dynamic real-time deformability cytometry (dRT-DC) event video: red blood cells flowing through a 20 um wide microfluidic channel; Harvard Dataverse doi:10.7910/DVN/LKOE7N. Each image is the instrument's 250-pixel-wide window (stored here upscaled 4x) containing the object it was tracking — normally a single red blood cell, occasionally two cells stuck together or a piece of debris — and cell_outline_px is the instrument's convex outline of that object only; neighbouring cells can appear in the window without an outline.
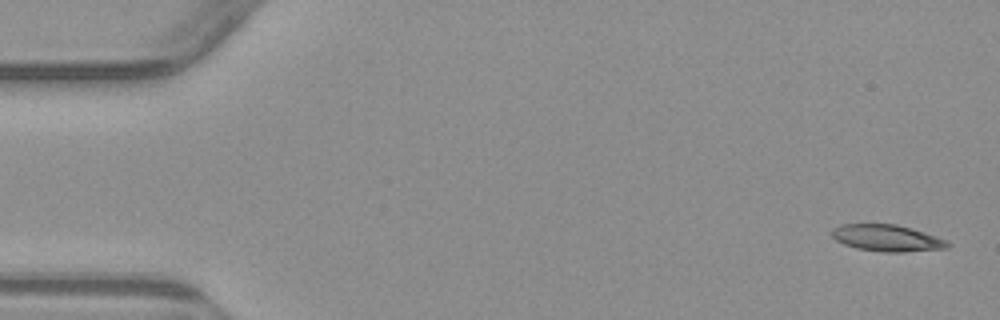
{"species": "common noctule bat (a hibernating species)", "species_latin": "Nyctalus noctula", "temperature_condition": "warm", "stored_images_in_passage": 7, "camera_frame_rate_fps": 3000, "um_per_image_px": 0.085, "animal": {"sex": "male", "body_mass_g": 23.1, "forearm_length_mm": 52.7}, "frame": {"image": 1, "passage_image": 1, "time_ms": 0.0, "image_size_px": [1000, 320], "cell_outline_px": [[952, 244], [948, 248], [904, 252], [884, 252], [856, 248], [844, 244], [836, 240], [832, 236], [832, 228], [840, 224], [896, 224], [912, 228], [948, 240]], "centroid_in_image_um": [75.42, 20.23], "position_along_channel_um": 9.6, "area_um2": 18.09}}
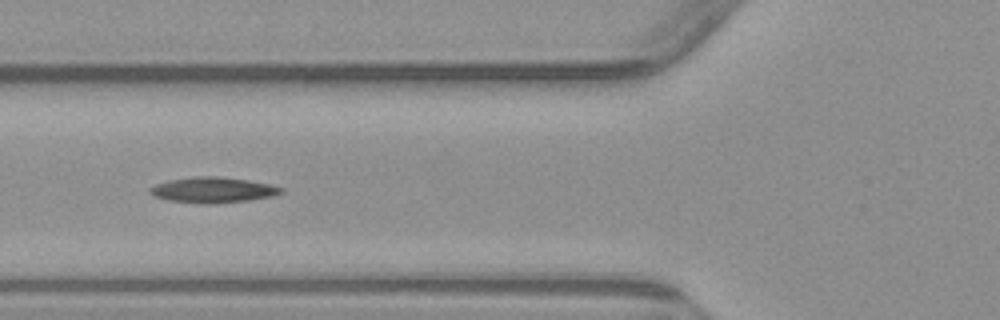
{"frame": {"image": 2, "passage_image": 6, "time_ms": 6.0, "image_size_px": [1000, 320], "cell_outline_px": [[284, 192], [272, 196], [248, 200], [212, 204], [208, 204], [168, 200], [156, 196], [148, 192], [148, 188], [156, 184], [168, 180], [192, 176], [220, 176], [248, 180], [268, 184], [284, 188]], "centroid_in_image_um": [18.09, 16.13], "position_along_channel_um": 107.7, "area_um2": 19.54}}
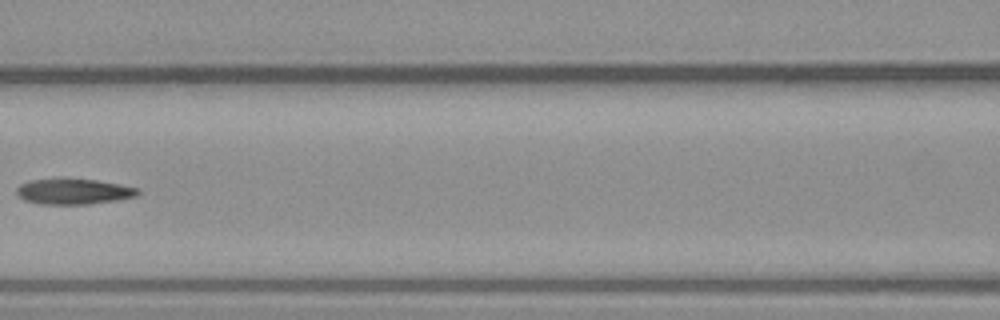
{"frame": {"image": 3, "passage_image": 7, "time_ms": 7.333, "image_size_px": [1000, 320], "cell_outline_px": [[140, 192], [136, 196], [116, 200], [88, 204], [40, 204], [24, 200], [16, 192], [16, 188], [20, 184], [28, 180], [60, 176], [64, 176], [96, 180], [120, 184], [140, 188]], "centroid_in_image_um": [6.22, 16.23], "position_along_channel_um": 160.4, "area_um2": 18.79}}